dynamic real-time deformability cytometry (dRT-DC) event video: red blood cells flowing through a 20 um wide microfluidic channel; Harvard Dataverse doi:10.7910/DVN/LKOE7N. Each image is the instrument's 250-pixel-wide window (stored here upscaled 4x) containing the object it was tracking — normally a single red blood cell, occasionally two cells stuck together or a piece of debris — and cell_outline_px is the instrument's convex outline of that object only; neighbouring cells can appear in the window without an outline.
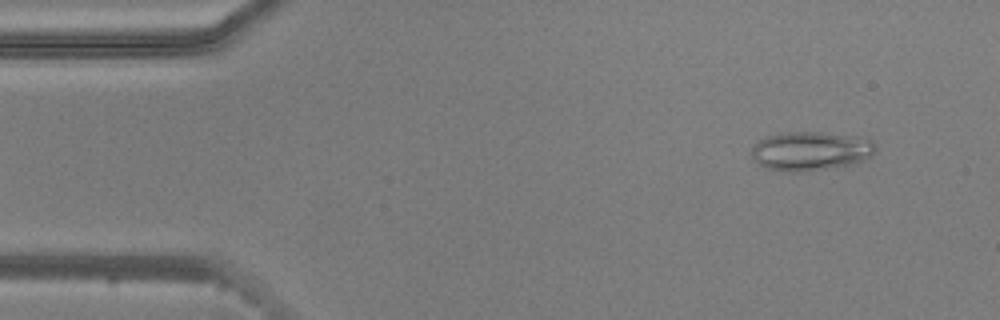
{"species": "common noctule bat (a hibernating species)", "species_latin": "Nyctalus noctula", "temperature_condition": "warm", "stored_images_in_passage": 45, "camera_frame_rate_fps": 3000, "um_per_image_px": 0.085, "animal": {"sex": "male", "body_mass_g": 20.5, "forearm_length_mm": 52.5}, "frame": {"image": 1, "passage_image": 5, "time_ms": 1.333, "image_size_px": [1000, 320], "cell_outline_px": [[876, 148], [864, 160], [848, 164], [804, 172], [788, 172], [768, 168], [760, 164], [748, 152], [752, 144], [768, 136], [780, 132], [820, 132], [860, 136], [872, 140]], "centroid_in_image_um": [68.85, 12.81], "position_along_channel_um": 16.1, "area_um2": 28.15}}
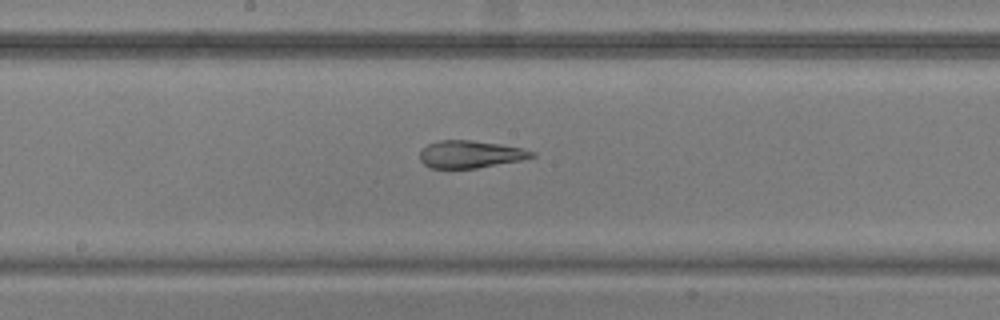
{"frame": {"image": 2, "passage_image": 27, "time_ms": 8.667, "image_size_px": [1000, 320], "cell_outline_px": [[536, 156], [520, 160], [476, 168], [432, 168], [424, 164], [420, 160], [420, 148], [428, 144], [440, 140], [472, 140], [500, 144], [524, 148], [536, 152]], "centroid_in_image_um": [39.98, 13.1], "position_along_channel_um": 208.2, "area_um2": 17.92}}
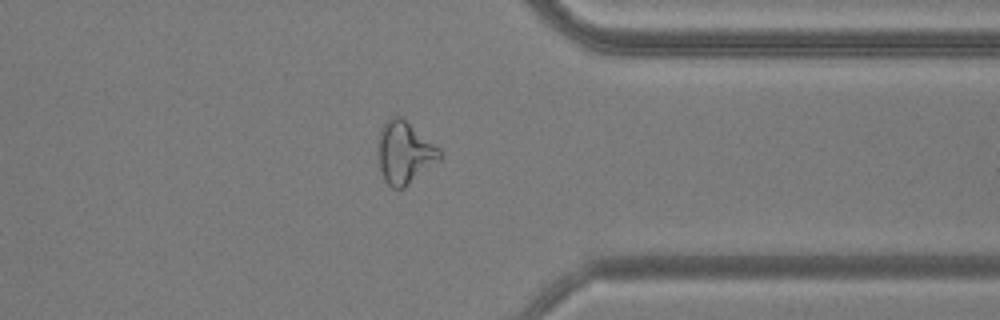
{"frame": {"image": 3, "passage_image": 41, "time_ms": 13.333, "image_size_px": [1000, 320], "cell_outline_px": [[444, 156], [440, 160], [404, 188], [392, 188], [384, 180], [380, 168], [376, 148], [376, 144], [380, 128], [392, 116], [400, 116], [440, 148]], "centroid_in_image_um": [34.37, 12.98], "position_along_channel_um": 377.0, "area_um2": 22.6}, "authors_computed_cell_mechanics": {"area_um2": 20.519, "velocity_mm_per_s": 3.7922, "shape_relaxation_time_tau1_ms": null, "shape_relaxation_time_tau2_ms": 1.6124, "deformation_change_tau1": null, "deformation_change_tau2": 0.0825}}